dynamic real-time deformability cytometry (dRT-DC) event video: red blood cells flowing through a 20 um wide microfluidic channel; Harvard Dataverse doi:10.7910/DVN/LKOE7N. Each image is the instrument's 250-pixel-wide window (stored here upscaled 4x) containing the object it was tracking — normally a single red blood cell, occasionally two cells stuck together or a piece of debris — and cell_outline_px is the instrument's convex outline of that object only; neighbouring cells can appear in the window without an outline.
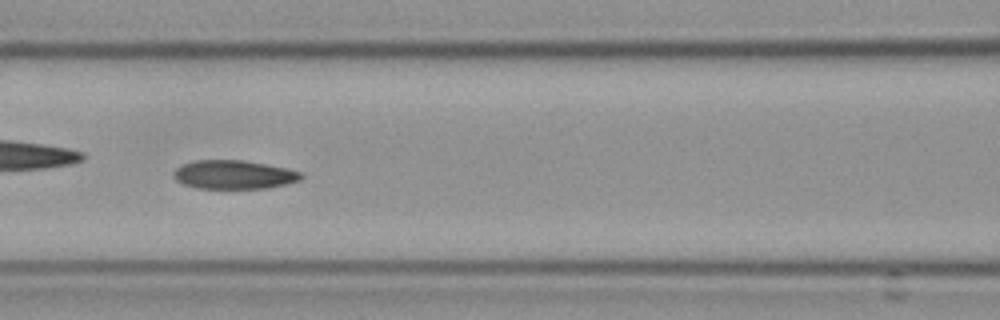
{"species": "Egyptian fruit bat (a non-hibernating species)", "species_latin": "Rousettus aegyptiacus", "temperature_condition": "cold", "stored_images_in_passage": 57, "camera_frame_rate_fps": 3000, "um_per_image_px": 0.085, "frame": {"image": 1, "passage_image": 25, "time_ms": 8.0, "image_size_px": [1000, 320], "cell_outline_px": [[304, 176], [300, 180], [268, 188], [200, 188], [184, 184], [176, 180], [172, 172], [176, 168], [184, 164], [196, 160], [244, 160], [288, 168], [300, 172]], "centroid_in_image_um": [19.89, 14.83], "position_along_channel_um": 146.7, "area_um2": 21.21}, "authors_computed_cell_mechanics": {"area_um2": 21.386, "velocity_mm_per_s": 3.6174, "shape_relaxation_time_tau1_ms": 6.2311, "shape_relaxation_time_tau2_ms": 2.8749, "deformation_change_tau1": 0.1665, "deformation_change_tau2": 0.0749}}